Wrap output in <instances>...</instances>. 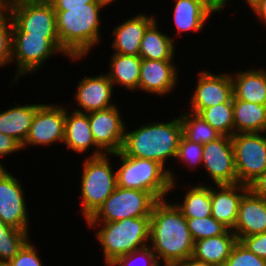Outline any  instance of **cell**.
<instances>
[{"label": "cell", "mask_w": 266, "mask_h": 266, "mask_svg": "<svg viewBox=\"0 0 266 266\" xmlns=\"http://www.w3.org/2000/svg\"><path fill=\"white\" fill-rule=\"evenodd\" d=\"M158 200L150 216L149 247L162 266H171L193 255L194 240L186 218L175 202Z\"/></svg>", "instance_id": "obj_1"}, {"label": "cell", "mask_w": 266, "mask_h": 266, "mask_svg": "<svg viewBox=\"0 0 266 266\" xmlns=\"http://www.w3.org/2000/svg\"><path fill=\"white\" fill-rule=\"evenodd\" d=\"M139 127V128H138ZM135 130L125 128L124 142L121 151L126 156L145 158L160 163L169 173L171 179V192L177 186L176 175L171 167H167V160L174 162L179 141L182 136V124L180 116L169 122H146ZM173 158V159H171ZM175 188V189H174Z\"/></svg>", "instance_id": "obj_2"}, {"label": "cell", "mask_w": 266, "mask_h": 266, "mask_svg": "<svg viewBox=\"0 0 266 266\" xmlns=\"http://www.w3.org/2000/svg\"><path fill=\"white\" fill-rule=\"evenodd\" d=\"M53 8L61 46L73 58L84 60L102 41L100 13L104 7L99 3H89L86 7Z\"/></svg>", "instance_id": "obj_3"}, {"label": "cell", "mask_w": 266, "mask_h": 266, "mask_svg": "<svg viewBox=\"0 0 266 266\" xmlns=\"http://www.w3.org/2000/svg\"><path fill=\"white\" fill-rule=\"evenodd\" d=\"M103 250L104 265L120 256L149 246L150 217L126 218L115 222H86Z\"/></svg>", "instance_id": "obj_4"}, {"label": "cell", "mask_w": 266, "mask_h": 266, "mask_svg": "<svg viewBox=\"0 0 266 266\" xmlns=\"http://www.w3.org/2000/svg\"><path fill=\"white\" fill-rule=\"evenodd\" d=\"M112 157L120 161L119 167L115 168L117 187L147 191L157 200L170 195L172 182L168 171L160 163L126 156L122 151L112 153Z\"/></svg>", "instance_id": "obj_5"}, {"label": "cell", "mask_w": 266, "mask_h": 266, "mask_svg": "<svg viewBox=\"0 0 266 266\" xmlns=\"http://www.w3.org/2000/svg\"><path fill=\"white\" fill-rule=\"evenodd\" d=\"M112 154L83 159L80 180L81 215L87 222L117 187L116 170L110 160Z\"/></svg>", "instance_id": "obj_6"}, {"label": "cell", "mask_w": 266, "mask_h": 266, "mask_svg": "<svg viewBox=\"0 0 266 266\" xmlns=\"http://www.w3.org/2000/svg\"><path fill=\"white\" fill-rule=\"evenodd\" d=\"M7 11L10 13L13 26L12 33H30L45 36L65 57L73 62L81 58H73L60 44L56 13L48 0H8Z\"/></svg>", "instance_id": "obj_7"}, {"label": "cell", "mask_w": 266, "mask_h": 266, "mask_svg": "<svg viewBox=\"0 0 266 266\" xmlns=\"http://www.w3.org/2000/svg\"><path fill=\"white\" fill-rule=\"evenodd\" d=\"M157 201L150 192L116 187L87 222H115L126 218L150 217Z\"/></svg>", "instance_id": "obj_8"}, {"label": "cell", "mask_w": 266, "mask_h": 266, "mask_svg": "<svg viewBox=\"0 0 266 266\" xmlns=\"http://www.w3.org/2000/svg\"><path fill=\"white\" fill-rule=\"evenodd\" d=\"M63 53L45 36L12 33L11 63L16 64L11 86L22 77L40 70L52 56ZM24 75V76H23Z\"/></svg>", "instance_id": "obj_9"}, {"label": "cell", "mask_w": 266, "mask_h": 266, "mask_svg": "<svg viewBox=\"0 0 266 266\" xmlns=\"http://www.w3.org/2000/svg\"><path fill=\"white\" fill-rule=\"evenodd\" d=\"M238 183L249 186L266 171V132L231 137Z\"/></svg>", "instance_id": "obj_10"}, {"label": "cell", "mask_w": 266, "mask_h": 266, "mask_svg": "<svg viewBox=\"0 0 266 266\" xmlns=\"http://www.w3.org/2000/svg\"><path fill=\"white\" fill-rule=\"evenodd\" d=\"M56 105L55 103L38 105L22 150L33 145L41 147L64 142L66 106Z\"/></svg>", "instance_id": "obj_11"}, {"label": "cell", "mask_w": 266, "mask_h": 266, "mask_svg": "<svg viewBox=\"0 0 266 266\" xmlns=\"http://www.w3.org/2000/svg\"><path fill=\"white\" fill-rule=\"evenodd\" d=\"M20 180L6 167L0 170V219L10 227L29 232L26 191Z\"/></svg>", "instance_id": "obj_12"}, {"label": "cell", "mask_w": 266, "mask_h": 266, "mask_svg": "<svg viewBox=\"0 0 266 266\" xmlns=\"http://www.w3.org/2000/svg\"><path fill=\"white\" fill-rule=\"evenodd\" d=\"M202 166L213 185L237 184L231 137L221 135L216 140L203 144Z\"/></svg>", "instance_id": "obj_13"}, {"label": "cell", "mask_w": 266, "mask_h": 266, "mask_svg": "<svg viewBox=\"0 0 266 266\" xmlns=\"http://www.w3.org/2000/svg\"><path fill=\"white\" fill-rule=\"evenodd\" d=\"M197 85L190 95L186 110L198 114L201 110L228 102L233 97V83L230 72L216 73L200 70Z\"/></svg>", "instance_id": "obj_14"}, {"label": "cell", "mask_w": 266, "mask_h": 266, "mask_svg": "<svg viewBox=\"0 0 266 266\" xmlns=\"http://www.w3.org/2000/svg\"><path fill=\"white\" fill-rule=\"evenodd\" d=\"M120 110V107L115 105L107 109L88 113L91 133L95 143L106 154L119 152L123 146L127 125Z\"/></svg>", "instance_id": "obj_15"}, {"label": "cell", "mask_w": 266, "mask_h": 266, "mask_svg": "<svg viewBox=\"0 0 266 266\" xmlns=\"http://www.w3.org/2000/svg\"><path fill=\"white\" fill-rule=\"evenodd\" d=\"M179 69L174 60L142 58L138 91L165 97L179 84Z\"/></svg>", "instance_id": "obj_16"}, {"label": "cell", "mask_w": 266, "mask_h": 266, "mask_svg": "<svg viewBox=\"0 0 266 266\" xmlns=\"http://www.w3.org/2000/svg\"><path fill=\"white\" fill-rule=\"evenodd\" d=\"M75 103L72 109L81 113H91L115 106L112 102L114 86L105 72L95 76H85L76 85Z\"/></svg>", "instance_id": "obj_17"}, {"label": "cell", "mask_w": 266, "mask_h": 266, "mask_svg": "<svg viewBox=\"0 0 266 266\" xmlns=\"http://www.w3.org/2000/svg\"><path fill=\"white\" fill-rule=\"evenodd\" d=\"M148 14V15H147ZM156 19L153 13L141 11L127 20L119 22L111 31L113 53L121 55L139 56L140 43L147 27Z\"/></svg>", "instance_id": "obj_18"}, {"label": "cell", "mask_w": 266, "mask_h": 266, "mask_svg": "<svg viewBox=\"0 0 266 266\" xmlns=\"http://www.w3.org/2000/svg\"><path fill=\"white\" fill-rule=\"evenodd\" d=\"M211 184V216L229 230H233L242 196L249 186L237 184Z\"/></svg>", "instance_id": "obj_19"}, {"label": "cell", "mask_w": 266, "mask_h": 266, "mask_svg": "<svg viewBox=\"0 0 266 266\" xmlns=\"http://www.w3.org/2000/svg\"><path fill=\"white\" fill-rule=\"evenodd\" d=\"M68 108L69 107L66 106L65 138L63 142L66 148L74 151L77 155H84L85 153H88L92 148V153H89V155H87L86 157H98L106 154L95 143V140L91 133L88 114L74 110L70 112Z\"/></svg>", "instance_id": "obj_20"}, {"label": "cell", "mask_w": 266, "mask_h": 266, "mask_svg": "<svg viewBox=\"0 0 266 266\" xmlns=\"http://www.w3.org/2000/svg\"><path fill=\"white\" fill-rule=\"evenodd\" d=\"M237 240L266 232V199L250 189L242 196L235 227Z\"/></svg>", "instance_id": "obj_21"}, {"label": "cell", "mask_w": 266, "mask_h": 266, "mask_svg": "<svg viewBox=\"0 0 266 266\" xmlns=\"http://www.w3.org/2000/svg\"><path fill=\"white\" fill-rule=\"evenodd\" d=\"M172 5L175 7L171 18H173V24L177 29L176 34L180 35L178 37H181V34H185V32H201L209 21L208 19L212 18L211 14L218 13L205 0H174Z\"/></svg>", "instance_id": "obj_22"}, {"label": "cell", "mask_w": 266, "mask_h": 266, "mask_svg": "<svg viewBox=\"0 0 266 266\" xmlns=\"http://www.w3.org/2000/svg\"><path fill=\"white\" fill-rule=\"evenodd\" d=\"M233 96L237 99L266 105V68L242 69L231 73Z\"/></svg>", "instance_id": "obj_23"}, {"label": "cell", "mask_w": 266, "mask_h": 266, "mask_svg": "<svg viewBox=\"0 0 266 266\" xmlns=\"http://www.w3.org/2000/svg\"><path fill=\"white\" fill-rule=\"evenodd\" d=\"M237 241L235 233L228 229L222 235L195 241L192 256L211 266H224Z\"/></svg>", "instance_id": "obj_24"}, {"label": "cell", "mask_w": 266, "mask_h": 266, "mask_svg": "<svg viewBox=\"0 0 266 266\" xmlns=\"http://www.w3.org/2000/svg\"><path fill=\"white\" fill-rule=\"evenodd\" d=\"M13 104L15 105L8 110L0 111V132L13 137L23 145L40 103Z\"/></svg>", "instance_id": "obj_25"}, {"label": "cell", "mask_w": 266, "mask_h": 266, "mask_svg": "<svg viewBox=\"0 0 266 266\" xmlns=\"http://www.w3.org/2000/svg\"><path fill=\"white\" fill-rule=\"evenodd\" d=\"M159 25L155 19L145 30L140 43L139 56L150 60H175L176 41L170 35L163 33Z\"/></svg>", "instance_id": "obj_26"}, {"label": "cell", "mask_w": 266, "mask_h": 266, "mask_svg": "<svg viewBox=\"0 0 266 266\" xmlns=\"http://www.w3.org/2000/svg\"><path fill=\"white\" fill-rule=\"evenodd\" d=\"M107 66L109 80L113 86L120 85L128 91H138L142 58L140 56L112 53ZM118 84V85H117Z\"/></svg>", "instance_id": "obj_27"}, {"label": "cell", "mask_w": 266, "mask_h": 266, "mask_svg": "<svg viewBox=\"0 0 266 266\" xmlns=\"http://www.w3.org/2000/svg\"><path fill=\"white\" fill-rule=\"evenodd\" d=\"M234 134L266 132V105L246 102L233 96Z\"/></svg>", "instance_id": "obj_28"}, {"label": "cell", "mask_w": 266, "mask_h": 266, "mask_svg": "<svg viewBox=\"0 0 266 266\" xmlns=\"http://www.w3.org/2000/svg\"><path fill=\"white\" fill-rule=\"evenodd\" d=\"M209 185V186H208ZM188 188L181 200L175 205L181 210L185 218H203L211 216V184H195V186H184ZM179 201V202H178ZM178 203V204H177Z\"/></svg>", "instance_id": "obj_29"}, {"label": "cell", "mask_w": 266, "mask_h": 266, "mask_svg": "<svg viewBox=\"0 0 266 266\" xmlns=\"http://www.w3.org/2000/svg\"><path fill=\"white\" fill-rule=\"evenodd\" d=\"M179 116L182 124V135L192 142L206 144L221 136L220 133L196 113L188 110L184 112L183 110Z\"/></svg>", "instance_id": "obj_30"}, {"label": "cell", "mask_w": 266, "mask_h": 266, "mask_svg": "<svg viewBox=\"0 0 266 266\" xmlns=\"http://www.w3.org/2000/svg\"><path fill=\"white\" fill-rule=\"evenodd\" d=\"M198 115L221 135H234L233 97L228 102L201 110Z\"/></svg>", "instance_id": "obj_31"}, {"label": "cell", "mask_w": 266, "mask_h": 266, "mask_svg": "<svg viewBox=\"0 0 266 266\" xmlns=\"http://www.w3.org/2000/svg\"><path fill=\"white\" fill-rule=\"evenodd\" d=\"M29 239V232L10 227L0 219V261L13 259Z\"/></svg>", "instance_id": "obj_32"}, {"label": "cell", "mask_w": 266, "mask_h": 266, "mask_svg": "<svg viewBox=\"0 0 266 266\" xmlns=\"http://www.w3.org/2000/svg\"><path fill=\"white\" fill-rule=\"evenodd\" d=\"M189 232L195 241L224 234L228 228L212 216L186 218Z\"/></svg>", "instance_id": "obj_33"}, {"label": "cell", "mask_w": 266, "mask_h": 266, "mask_svg": "<svg viewBox=\"0 0 266 266\" xmlns=\"http://www.w3.org/2000/svg\"><path fill=\"white\" fill-rule=\"evenodd\" d=\"M203 144H198L186 139L183 135L180 138L177 155L175 158L180 164L187 165L191 171L202 166Z\"/></svg>", "instance_id": "obj_34"}, {"label": "cell", "mask_w": 266, "mask_h": 266, "mask_svg": "<svg viewBox=\"0 0 266 266\" xmlns=\"http://www.w3.org/2000/svg\"><path fill=\"white\" fill-rule=\"evenodd\" d=\"M13 21L8 11L0 16V68L11 64Z\"/></svg>", "instance_id": "obj_35"}, {"label": "cell", "mask_w": 266, "mask_h": 266, "mask_svg": "<svg viewBox=\"0 0 266 266\" xmlns=\"http://www.w3.org/2000/svg\"><path fill=\"white\" fill-rule=\"evenodd\" d=\"M140 261V262H139ZM109 266H161L156 254L147 246L132 253L120 256Z\"/></svg>", "instance_id": "obj_36"}, {"label": "cell", "mask_w": 266, "mask_h": 266, "mask_svg": "<svg viewBox=\"0 0 266 266\" xmlns=\"http://www.w3.org/2000/svg\"><path fill=\"white\" fill-rule=\"evenodd\" d=\"M224 266H266V260L258 257L237 241Z\"/></svg>", "instance_id": "obj_37"}, {"label": "cell", "mask_w": 266, "mask_h": 266, "mask_svg": "<svg viewBox=\"0 0 266 266\" xmlns=\"http://www.w3.org/2000/svg\"><path fill=\"white\" fill-rule=\"evenodd\" d=\"M29 239L18 254L9 261L11 266H44L38 248Z\"/></svg>", "instance_id": "obj_38"}, {"label": "cell", "mask_w": 266, "mask_h": 266, "mask_svg": "<svg viewBox=\"0 0 266 266\" xmlns=\"http://www.w3.org/2000/svg\"><path fill=\"white\" fill-rule=\"evenodd\" d=\"M239 242L255 255L266 260V232L242 237Z\"/></svg>", "instance_id": "obj_39"}, {"label": "cell", "mask_w": 266, "mask_h": 266, "mask_svg": "<svg viewBox=\"0 0 266 266\" xmlns=\"http://www.w3.org/2000/svg\"><path fill=\"white\" fill-rule=\"evenodd\" d=\"M20 150H22V145L17 140L0 132V159L7 155L15 154ZM1 161L3 160H0V167L5 168Z\"/></svg>", "instance_id": "obj_40"}, {"label": "cell", "mask_w": 266, "mask_h": 266, "mask_svg": "<svg viewBox=\"0 0 266 266\" xmlns=\"http://www.w3.org/2000/svg\"><path fill=\"white\" fill-rule=\"evenodd\" d=\"M249 189L255 195L266 199V171L249 185Z\"/></svg>", "instance_id": "obj_41"}, {"label": "cell", "mask_w": 266, "mask_h": 266, "mask_svg": "<svg viewBox=\"0 0 266 266\" xmlns=\"http://www.w3.org/2000/svg\"><path fill=\"white\" fill-rule=\"evenodd\" d=\"M53 7H86L89 3H98L97 0H48Z\"/></svg>", "instance_id": "obj_42"}, {"label": "cell", "mask_w": 266, "mask_h": 266, "mask_svg": "<svg viewBox=\"0 0 266 266\" xmlns=\"http://www.w3.org/2000/svg\"><path fill=\"white\" fill-rule=\"evenodd\" d=\"M252 11L254 15L256 16V19H258L255 22L260 21L259 25L262 24V26H266V0H261L260 2H258L252 8Z\"/></svg>", "instance_id": "obj_43"}, {"label": "cell", "mask_w": 266, "mask_h": 266, "mask_svg": "<svg viewBox=\"0 0 266 266\" xmlns=\"http://www.w3.org/2000/svg\"><path fill=\"white\" fill-rule=\"evenodd\" d=\"M171 266H211L200 260L195 259L193 256L186 258L183 261L176 262Z\"/></svg>", "instance_id": "obj_44"}, {"label": "cell", "mask_w": 266, "mask_h": 266, "mask_svg": "<svg viewBox=\"0 0 266 266\" xmlns=\"http://www.w3.org/2000/svg\"><path fill=\"white\" fill-rule=\"evenodd\" d=\"M205 1L209 5H211L218 12V14L225 9L224 7H227V4L229 6V3L231 2L229 0H205Z\"/></svg>", "instance_id": "obj_45"}, {"label": "cell", "mask_w": 266, "mask_h": 266, "mask_svg": "<svg viewBox=\"0 0 266 266\" xmlns=\"http://www.w3.org/2000/svg\"><path fill=\"white\" fill-rule=\"evenodd\" d=\"M8 0H0V16L7 11Z\"/></svg>", "instance_id": "obj_46"}, {"label": "cell", "mask_w": 266, "mask_h": 266, "mask_svg": "<svg viewBox=\"0 0 266 266\" xmlns=\"http://www.w3.org/2000/svg\"><path fill=\"white\" fill-rule=\"evenodd\" d=\"M260 1L261 0H244L243 3L245 2L250 8L249 11H251V9Z\"/></svg>", "instance_id": "obj_47"}, {"label": "cell", "mask_w": 266, "mask_h": 266, "mask_svg": "<svg viewBox=\"0 0 266 266\" xmlns=\"http://www.w3.org/2000/svg\"><path fill=\"white\" fill-rule=\"evenodd\" d=\"M100 5H102L104 8L108 5L113 4L117 0H97Z\"/></svg>", "instance_id": "obj_48"}, {"label": "cell", "mask_w": 266, "mask_h": 266, "mask_svg": "<svg viewBox=\"0 0 266 266\" xmlns=\"http://www.w3.org/2000/svg\"><path fill=\"white\" fill-rule=\"evenodd\" d=\"M0 266H11V264L6 261H0Z\"/></svg>", "instance_id": "obj_49"}]
</instances>
